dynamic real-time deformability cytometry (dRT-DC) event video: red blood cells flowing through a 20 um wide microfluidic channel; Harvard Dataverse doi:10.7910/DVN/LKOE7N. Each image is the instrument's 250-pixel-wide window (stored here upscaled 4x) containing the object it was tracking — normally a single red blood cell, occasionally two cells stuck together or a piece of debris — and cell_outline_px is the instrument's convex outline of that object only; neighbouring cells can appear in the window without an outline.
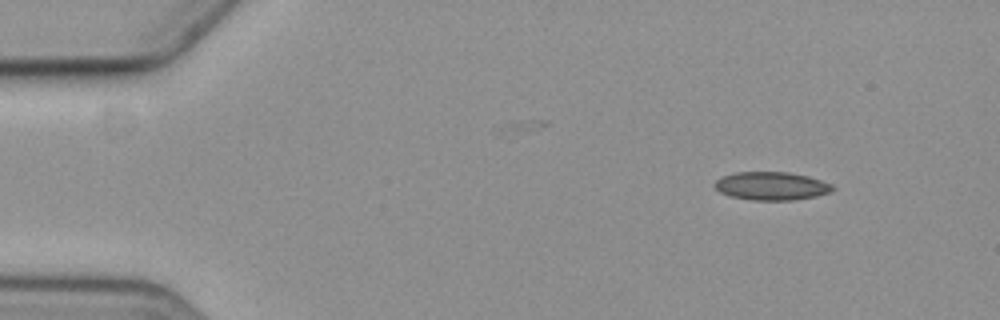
{"species": "common noctule bat (a hibernating species)", "species_latin": "Nyctalus noctula", "temperature_condition": "cold", "stored_images_in_passage": 4, "camera_frame_rate_fps": 3000, "um_per_image_px": 0.085, "animal": {"sex": "female", "body_mass_g": 19.3, "forearm_length_mm": 54.1}, "frame": {"image": 1, "passage_image": 4, "time_ms": 3.667, "image_size_px": [1000, 320], "cell_outline_px": [[836, 188], [828, 192], [816, 196], [792, 200], [756, 200], [732, 196], [720, 192], [716, 188], [716, 180], [724, 176], [736, 172], [788, 172], [808, 176], [832, 184]], "centroid_in_image_um": [65.61, 15.8], "position_along_channel_um": 19.4, "area_um2": 19.07}}